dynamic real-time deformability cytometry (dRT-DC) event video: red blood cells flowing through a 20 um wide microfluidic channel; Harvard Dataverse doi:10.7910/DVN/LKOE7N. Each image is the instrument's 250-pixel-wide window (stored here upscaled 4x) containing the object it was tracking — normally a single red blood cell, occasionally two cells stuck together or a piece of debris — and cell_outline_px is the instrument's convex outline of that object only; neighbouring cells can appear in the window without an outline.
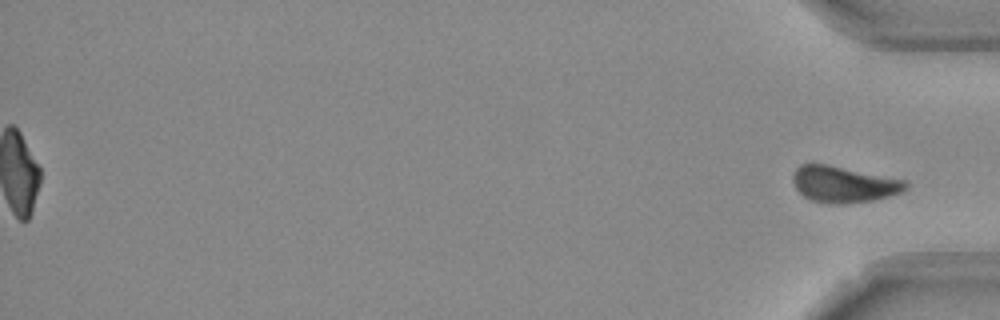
{"species": "Egyptian fruit bat (a non-hibernating species)", "species_latin": "Rousettus aegyptiacus", "temperature_condition": "room temperature", "stored_images_in_passage": 54, "segment_of_instrument_passage": [2, 2], "camera_frame_rate_fps": 3000, "um_per_image_px": 0.085, "frame": {"image": 1, "passage_image": 54, "time_ms": 17.667, "image_size_px": [1000, 320], "cell_outline_px": [[908, 188], [904, 192], [872, 200], [840, 204], [828, 204], [808, 200], [796, 188], [792, 180], [792, 176], [796, 168], [800, 164], [824, 164], [908, 180]], "centroid_in_image_um": [71.73, 15.67], "position_along_channel_um": 363.5, "area_um2": 23.93}}